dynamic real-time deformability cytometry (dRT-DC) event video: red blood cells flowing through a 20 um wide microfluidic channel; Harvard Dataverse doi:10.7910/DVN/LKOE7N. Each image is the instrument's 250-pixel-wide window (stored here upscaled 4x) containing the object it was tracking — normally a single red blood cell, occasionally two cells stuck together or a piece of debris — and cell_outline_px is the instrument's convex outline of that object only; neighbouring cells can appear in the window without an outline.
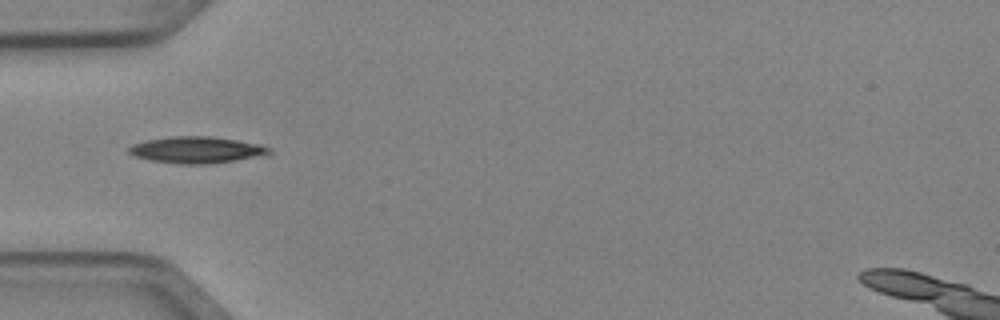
{"species": "Egyptian fruit bat (a non-hibernating species)", "species_latin": "Rousettus aegyptiacus", "temperature_condition": "cold", "stored_images_in_passage": 1, "camera_frame_rate_fps": 3000, "um_per_image_px": 0.085, "animal": {"sex": "female"}, "frame": {"image": 1, "passage_image": 1, "time_ms": 0.0, "image_size_px": [1000, 320], "cell_outline_px": [[272, 152], [268, 156], [208, 164], [180, 164], [152, 160], [136, 156], [128, 152], [128, 148], [132, 144], [144, 140], [172, 136], [212, 136], [260, 144], [268, 148]], "centroid_in_image_um": [16.75, 12.74], "position_along_channel_um": 68.2, "area_um2": 21.85}}